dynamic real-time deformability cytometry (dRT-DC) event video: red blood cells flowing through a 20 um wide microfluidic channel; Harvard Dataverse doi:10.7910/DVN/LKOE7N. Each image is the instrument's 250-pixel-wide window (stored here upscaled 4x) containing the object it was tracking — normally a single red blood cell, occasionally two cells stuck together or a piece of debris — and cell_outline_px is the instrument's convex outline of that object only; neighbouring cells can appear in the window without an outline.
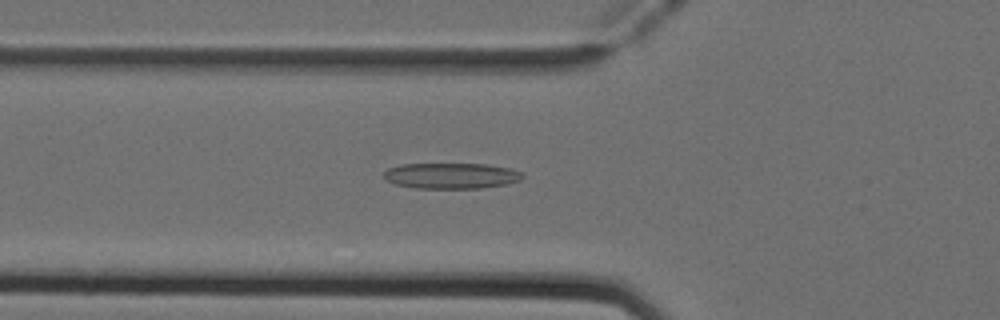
{"species": "Egyptian fruit bat (a non-hibernating species)", "species_latin": "Rousettus aegyptiacus", "temperature_condition": "cold", "stored_images_in_passage": 39, "camera_frame_rate_fps": 3000, "um_per_image_px": 0.085, "animal": {"sex": "female"}, "frame": {"image": 1, "passage_image": 6, "time_ms": 1.667, "image_size_px": [1000, 320], "cell_outline_px": [[524, 176], [520, 180], [508, 184], [480, 188], [416, 188], [396, 184], [388, 180], [384, 176], [384, 172], [388, 168], [400, 164], [484, 164], [512, 168], [524, 172]], "centroid_in_image_um": [38.41, 14.93], "position_along_channel_um": 87.4, "area_um2": 20.87}}
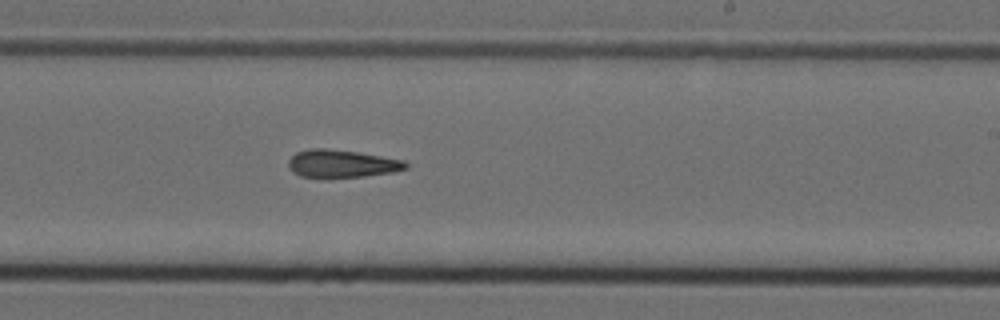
{"frame": {"image": 2, "passage_image": 19, "time_ms": 6.0, "image_size_px": [1000, 320], "cell_outline_px": [[408, 168], [392, 172], [364, 176], [324, 180], [300, 176], [292, 172], [288, 168], [288, 160], [296, 152], [312, 148], [324, 148], [356, 152], [404, 160], [408, 164]], "centroid_in_image_um": [28.98, 13.95], "position_along_channel_um": 260.0, "area_um2": 19.48}}
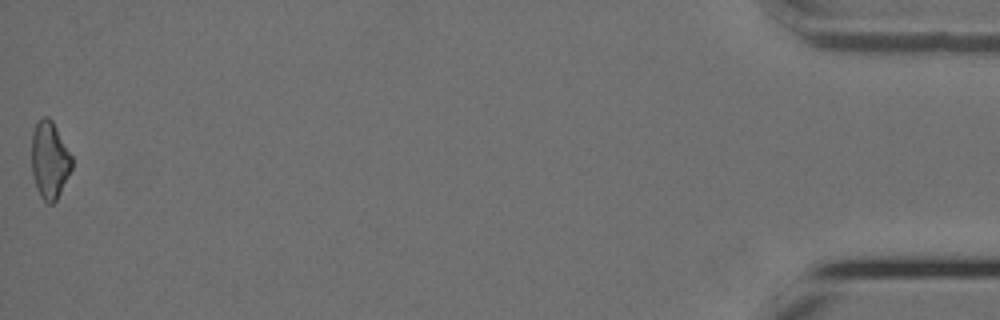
{"frame": {"image": 3, "passage_image": 39, "time_ms": 12.667, "image_size_px": [1000, 320], "cell_outline_px": [[72, 168], [56, 200], [52, 204], [48, 204], [40, 196], [36, 188], [32, 176], [32, 132], [36, 124], [44, 116], [48, 116], [52, 120], [72, 156]], "centroid_in_image_um": [4.21, 13.61], "position_along_channel_um": 431.0, "area_um2": 18.03}}